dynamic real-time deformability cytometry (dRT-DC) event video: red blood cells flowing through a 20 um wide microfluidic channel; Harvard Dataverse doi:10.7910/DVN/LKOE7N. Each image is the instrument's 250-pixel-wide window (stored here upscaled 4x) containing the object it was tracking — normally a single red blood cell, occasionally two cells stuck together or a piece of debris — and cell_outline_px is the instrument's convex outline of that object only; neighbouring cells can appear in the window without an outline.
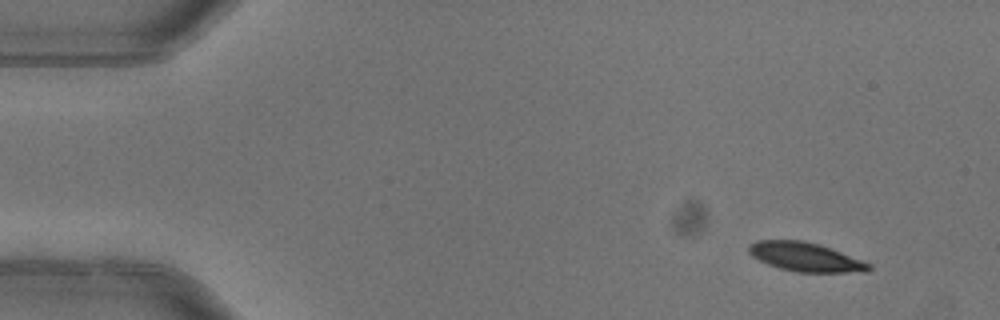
{"species": "common noctule bat (a hibernating species)", "species_latin": "Nyctalus noctula", "temperature_condition": "warm", "stored_images_in_passage": 9, "camera_frame_rate_fps": 3000, "um_per_image_px": 0.085, "animal": {"sex": "female"}, "frame": {"image": 1, "passage_image": 1, "time_ms": 0.0, "image_size_px": [1000, 320], "cell_outline_px": [[872, 268], [868, 272], [796, 272], [780, 268], [768, 264], [752, 256], [748, 252], [748, 244], [756, 240], [804, 240], [820, 244], [872, 264]], "centroid_in_image_um": [68.46, 21.84], "position_along_channel_um": 16.5, "area_um2": 20.35}}